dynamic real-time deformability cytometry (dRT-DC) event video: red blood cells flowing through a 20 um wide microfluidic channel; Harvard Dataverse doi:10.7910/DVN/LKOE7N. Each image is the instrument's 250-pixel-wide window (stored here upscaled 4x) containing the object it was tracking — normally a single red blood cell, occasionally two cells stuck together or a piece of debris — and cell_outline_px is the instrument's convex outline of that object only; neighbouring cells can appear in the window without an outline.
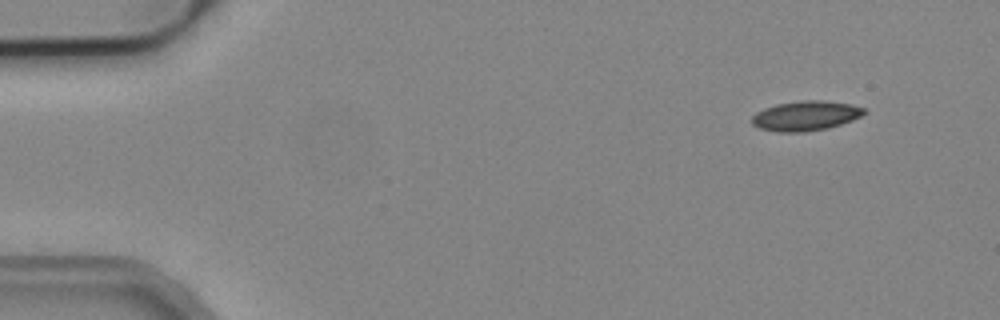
{"species": "common noctule bat (a hibernating species)", "species_latin": "Nyctalus noctula", "temperature_condition": "cold", "stored_images_in_passage": 4, "camera_frame_rate_fps": 3000, "um_per_image_px": 0.085, "animal": {"sex": "male", "body_mass_g": 19.2, "forearm_length_mm": 51.8}, "frame": {"image": 1, "passage_image": 1, "time_ms": 0.0, "image_size_px": [1000, 320], "cell_outline_px": [[868, 112], [852, 120], [828, 128], [804, 132], [776, 132], [760, 128], [752, 124], [752, 116], [756, 112], [764, 108], [776, 104], [800, 100], [824, 100], [852, 104], [864, 108]], "centroid_in_image_um": [68.48, 9.83], "position_along_channel_um": 16.5, "area_um2": 19.59}}
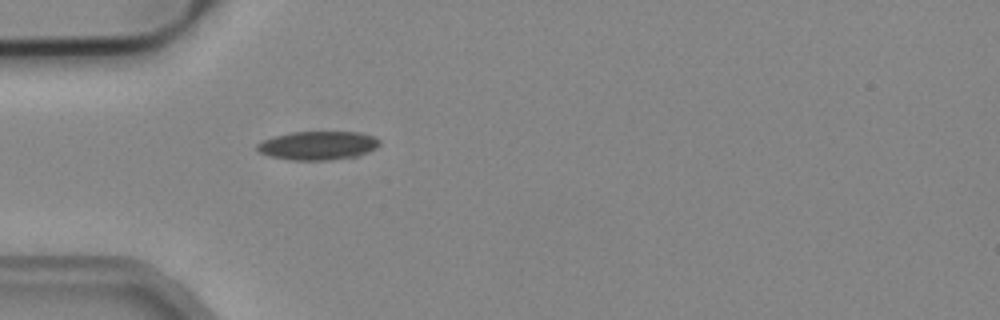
{"frame": {"image": 2, "passage_image": 4, "time_ms": 1.0, "image_size_px": [1000, 320], "cell_outline_px": [[380, 144], [376, 148], [356, 156], [328, 160], [292, 160], [268, 156], [260, 152], [256, 148], [256, 144], [272, 136], [292, 132], [360, 132], [372, 136], [380, 140]], "centroid_in_image_um": [26.99, 12.36], "position_along_channel_um": 58.0, "area_um2": 20.4}}